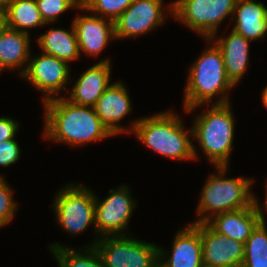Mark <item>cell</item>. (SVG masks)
<instances>
[{
    "instance_id": "obj_1",
    "label": "cell",
    "mask_w": 267,
    "mask_h": 267,
    "mask_svg": "<svg viewBox=\"0 0 267 267\" xmlns=\"http://www.w3.org/2000/svg\"><path fill=\"white\" fill-rule=\"evenodd\" d=\"M43 104V136L47 139L78 146L113 136L96 114L94 107L73 104L67 97H55Z\"/></svg>"
},
{
    "instance_id": "obj_2",
    "label": "cell",
    "mask_w": 267,
    "mask_h": 267,
    "mask_svg": "<svg viewBox=\"0 0 267 267\" xmlns=\"http://www.w3.org/2000/svg\"><path fill=\"white\" fill-rule=\"evenodd\" d=\"M131 127L137 138L158 154L177 160L198 158L188 136L193 135L192 127L185 132L181 119L170 111L133 121Z\"/></svg>"
},
{
    "instance_id": "obj_3",
    "label": "cell",
    "mask_w": 267,
    "mask_h": 267,
    "mask_svg": "<svg viewBox=\"0 0 267 267\" xmlns=\"http://www.w3.org/2000/svg\"><path fill=\"white\" fill-rule=\"evenodd\" d=\"M186 82L183 99L188 113L204 103L210 106L209 101L217 94L221 97L214 104H228L230 100L225 92L235 86L227 76L221 50L215 43L194 62Z\"/></svg>"
},
{
    "instance_id": "obj_4",
    "label": "cell",
    "mask_w": 267,
    "mask_h": 267,
    "mask_svg": "<svg viewBox=\"0 0 267 267\" xmlns=\"http://www.w3.org/2000/svg\"><path fill=\"white\" fill-rule=\"evenodd\" d=\"M230 104H213L204 114L196 117L193 137L196 138L209 162L227 167L231 154L234 118Z\"/></svg>"
},
{
    "instance_id": "obj_5",
    "label": "cell",
    "mask_w": 267,
    "mask_h": 267,
    "mask_svg": "<svg viewBox=\"0 0 267 267\" xmlns=\"http://www.w3.org/2000/svg\"><path fill=\"white\" fill-rule=\"evenodd\" d=\"M226 169L227 167H217L218 174H211L207 179L196 211L202 217L200 216L194 223L207 222L213 214L236 211L252 205L253 194L250 186L253 180L243 177L223 178Z\"/></svg>"
},
{
    "instance_id": "obj_6",
    "label": "cell",
    "mask_w": 267,
    "mask_h": 267,
    "mask_svg": "<svg viewBox=\"0 0 267 267\" xmlns=\"http://www.w3.org/2000/svg\"><path fill=\"white\" fill-rule=\"evenodd\" d=\"M236 2L237 0H176L168 7L173 18L213 41L222 20L233 15Z\"/></svg>"
},
{
    "instance_id": "obj_7",
    "label": "cell",
    "mask_w": 267,
    "mask_h": 267,
    "mask_svg": "<svg viewBox=\"0 0 267 267\" xmlns=\"http://www.w3.org/2000/svg\"><path fill=\"white\" fill-rule=\"evenodd\" d=\"M93 242L105 267H153L159 247L127 236H104Z\"/></svg>"
},
{
    "instance_id": "obj_8",
    "label": "cell",
    "mask_w": 267,
    "mask_h": 267,
    "mask_svg": "<svg viewBox=\"0 0 267 267\" xmlns=\"http://www.w3.org/2000/svg\"><path fill=\"white\" fill-rule=\"evenodd\" d=\"M53 209L59 224L72 235L85 231L91 224L95 227V195L83 185L69 184L61 189Z\"/></svg>"
},
{
    "instance_id": "obj_9",
    "label": "cell",
    "mask_w": 267,
    "mask_h": 267,
    "mask_svg": "<svg viewBox=\"0 0 267 267\" xmlns=\"http://www.w3.org/2000/svg\"><path fill=\"white\" fill-rule=\"evenodd\" d=\"M127 186H120L116 191L110 189V195L102 200L95 196V233L104 236H125L122 230L127 227L133 208Z\"/></svg>"
},
{
    "instance_id": "obj_10",
    "label": "cell",
    "mask_w": 267,
    "mask_h": 267,
    "mask_svg": "<svg viewBox=\"0 0 267 267\" xmlns=\"http://www.w3.org/2000/svg\"><path fill=\"white\" fill-rule=\"evenodd\" d=\"M24 68L20 76L27 78L34 87L46 94L44 102L54 99V95H58L60 89L65 88L69 82L68 63L49 54L42 53L39 57L33 58Z\"/></svg>"
},
{
    "instance_id": "obj_11",
    "label": "cell",
    "mask_w": 267,
    "mask_h": 267,
    "mask_svg": "<svg viewBox=\"0 0 267 267\" xmlns=\"http://www.w3.org/2000/svg\"><path fill=\"white\" fill-rule=\"evenodd\" d=\"M163 0H134L114 22L115 39L138 36L164 22Z\"/></svg>"
},
{
    "instance_id": "obj_12",
    "label": "cell",
    "mask_w": 267,
    "mask_h": 267,
    "mask_svg": "<svg viewBox=\"0 0 267 267\" xmlns=\"http://www.w3.org/2000/svg\"><path fill=\"white\" fill-rule=\"evenodd\" d=\"M200 231L204 267H228L241 264L244 244L215 231L207 222L193 223Z\"/></svg>"
},
{
    "instance_id": "obj_13",
    "label": "cell",
    "mask_w": 267,
    "mask_h": 267,
    "mask_svg": "<svg viewBox=\"0 0 267 267\" xmlns=\"http://www.w3.org/2000/svg\"><path fill=\"white\" fill-rule=\"evenodd\" d=\"M171 252L164 259L168 255L159 248V263L163 267H204L201 235L193 223L176 234Z\"/></svg>"
},
{
    "instance_id": "obj_14",
    "label": "cell",
    "mask_w": 267,
    "mask_h": 267,
    "mask_svg": "<svg viewBox=\"0 0 267 267\" xmlns=\"http://www.w3.org/2000/svg\"><path fill=\"white\" fill-rule=\"evenodd\" d=\"M108 21V22H107ZM80 52L97 56L106 47L108 40L115 39L114 21L102 16H78L73 20Z\"/></svg>"
},
{
    "instance_id": "obj_15",
    "label": "cell",
    "mask_w": 267,
    "mask_h": 267,
    "mask_svg": "<svg viewBox=\"0 0 267 267\" xmlns=\"http://www.w3.org/2000/svg\"><path fill=\"white\" fill-rule=\"evenodd\" d=\"M110 67V61L105 59L86 70L71 88V95L67 100L79 106L94 107L97 100L111 85L109 84Z\"/></svg>"
},
{
    "instance_id": "obj_16",
    "label": "cell",
    "mask_w": 267,
    "mask_h": 267,
    "mask_svg": "<svg viewBox=\"0 0 267 267\" xmlns=\"http://www.w3.org/2000/svg\"><path fill=\"white\" fill-rule=\"evenodd\" d=\"M94 109L113 135L132 132L131 129H125L118 124L131 111V100L126 87L121 82L111 84L97 100Z\"/></svg>"
},
{
    "instance_id": "obj_17",
    "label": "cell",
    "mask_w": 267,
    "mask_h": 267,
    "mask_svg": "<svg viewBox=\"0 0 267 267\" xmlns=\"http://www.w3.org/2000/svg\"><path fill=\"white\" fill-rule=\"evenodd\" d=\"M207 223L218 233L244 244L259 224V218L251 205L248 208L213 215Z\"/></svg>"
},
{
    "instance_id": "obj_18",
    "label": "cell",
    "mask_w": 267,
    "mask_h": 267,
    "mask_svg": "<svg viewBox=\"0 0 267 267\" xmlns=\"http://www.w3.org/2000/svg\"><path fill=\"white\" fill-rule=\"evenodd\" d=\"M232 16L235 26L233 31L244 38L256 40L267 33V7L254 0H237ZM235 18V19H234ZM237 18V19H236Z\"/></svg>"
},
{
    "instance_id": "obj_19",
    "label": "cell",
    "mask_w": 267,
    "mask_h": 267,
    "mask_svg": "<svg viewBox=\"0 0 267 267\" xmlns=\"http://www.w3.org/2000/svg\"><path fill=\"white\" fill-rule=\"evenodd\" d=\"M217 40L215 44L221 50L227 76L234 85H237L248 67L251 41L233 30L229 36Z\"/></svg>"
},
{
    "instance_id": "obj_20",
    "label": "cell",
    "mask_w": 267,
    "mask_h": 267,
    "mask_svg": "<svg viewBox=\"0 0 267 267\" xmlns=\"http://www.w3.org/2000/svg\"><path fill=\"white\" fill-rule=\"evenodd\" d=\"M28 35L7 26L0 31V65L2 69L12 70L28 63L30 57Z\"/></svg>"
},
{
    "instance_id": "obj_21",
    "label": "cell",
    "mask_w": 267,
    "mask_h": 267,
    "mask_svg": "<svg viewBox=\"0 0 267 267\" xmlns=\"http://www.w3.org/2000/svg\"><path fill=\"white\" fill-rule=\"evenodd\" d=\"M37 40L43 53L55 56L67 63L80 57L81 52L73 24L71 31L51 28Z\"/></svg>"
},
{
    "instance_id": "obj_22",
    "label": "cell",
    "mask_w": 267,
    "mask_h": 267,
    "mask_svg": "<svg viewBox=\"0 0 267 267\" xmlns=\"http://www.w3.org/2000/svg\"><path fill=\"white\" fill-rule=\"evenodd\" d=\"M252 205L258 215L259 224L244 243L243 264L246 267H267V228L262 208L254 195Z\"/></svg>"
},
{
    "instance_id": "obj_23",
    "label": "cell",
    "mask_w": 267,
    "mask_h": 267,
    "mask_svg": "<svg viewBox=\"0 0 267 267\" xmlns=\"http://www.w3.org/2000/svg\"><path fill=\"white\" fill-rule=\"evenodd\" d=\"M8 28L28 33L27 29L46 24L38 10L36 0H12L5 12Z\"/></svg>"
},
{
    "instance_id": "obj_24",
    "label": "cell",
    "mask_w": 267,
    "mask_h": 267,
    "mask_svg": "<svg viewBox=\"0 0 267 267\" xmlns=\"http://www.w3.org/2000/svg\"><path fill=\"white\" fill-rule=\"evenodd\" d=\"M87 252H76L73 248H68L55 243L50 245V250L56 258L60 267H105L95 246H86ZM87 254V255H86Z\"/></svg>"
},
{
    "instance_id": "obj_25",
    "label": "cell",
    "mask_w": 267,
    "mask_h": 267,
    "mask_svg": "<svg viewBox=\"0 0 267 267\" xmlns=\"http://www.w3.org/2000/svg\"><path fill=\"white\" fill-rule=\"evenodd\" d=\"M134 0H81L79 9L92 11L100 16L106 15L112 21L116 19L133 3Z\"/></svg>"
},
{
    "instance_id": "obj_26",
    "label": "cell",
    "mask_w": 267,
    "mask_h": 267,
    "mask_svg": "<svg viewBox=\"0 0 267 267\" xmlns=\"http://www.w3.org/2000/svg\"><path fill=\"white\" fill-rule=\"evenodd\" d=\"M38 10L45 23L54 22L58 16L69 8H79L81 0H36Z\"/></svg>"
},
{
    "instance_id": "obj_27",
    "label": "cell",
    "mask_w": 267,
    "mask_h": 267,
    "mask_svg": "<svg viewBox=\"0 0 267 267\" xmlns=\"http://www.w3.org/2000/svg\"><path fill=\"white\" fill-rule=\"evenodd\" d=\"M3 177L0 179V227L7 225L18 209L12 198V190L8 187Z\"/></svg>"
},
{
    "instance_id": "obj_28",
    "label": "cell",
    "mask_w": 267,
    "mask_h": 267,
    "mask_svg": "<svg viewBox=\"0 0 267 267\" xmlns=\"http://www.w3.org/2000/svg\"><path fill=\"white\" fill-rule=\"evenodd\" d=\"M20 148L15 139L0 142V165L9 166L18 161Z\"/></svg>"
},
{
    "instance_id": "obj_29",
    "label": "cell",
    "mask_w": 267,
    "mask_h": 267,
    "mask_svg": "<svg viewBox=\"0 0 267 267\" xmlns=\"http://www.w3.org/2000/svg\"><path fill=\"white\" fill-rule=\"evenodd\" d=\"M18 122L8 117H0V142L14 139Z\"/></svg>"
},
{
    "instance_id": "obj_30",
    "label": "cell",
    "mask_w": 267,
    "mask_h": 267,
    "mask_svg": "<svg viewBox=\"0 0 267 267\" xmlns=\"http://www.w3.org/2000/svg\"><path fill=\"white\" fill-rule=\"evenodd\" d=\"M6 27L5 12L0 9V31Z\"/></svg>"
},
{
    "instance_id": "obj_31",
    "label": "cell",
    "mask_w": 267,
    "mask_h": 267,
    "mask_svg": "<svg viewBox=\"0 0 267 267\" xmlns=\"http://www.w3.org/2000/svg\"><path fill=\"white\" fill-rule=\"evenodd\" d=\"M11 2L12 0H0V9L6 12Z\"/></svg>"
},
{
    "instance_id": "obj_32",
    "label": "cell",
    "mask_w": 267,
    "mask_h": 267,
    "mask_svg": "<svg viewBox=\"0 0 267 267\" xmlns=\"http://www.w3.org/2000/svg\"><path fill=\"white\" fill-rule=\"evenodd\" d=\"M262 101H263L264 106L267 108V86L263 90Z\"/></svg>"
},
{
    "instance_id": "obj_33",
    "label": "cell",
    "mask_w": 267,
    "mask_h": 267,
    "mask_svg": "<svg viewBox=\"0 0 267 267\" xmlns=\"http://www.w3.org/2000/svg\"><path fill=\"white\" fill-rule=\"evenodd\" d=\"M266 184H267V182H266ZM264 205H265L264 209L267 211V185H266V195H265Z\"/></svg>"
},
{
    "instance_id": "obj_34",
    "label": "cell",
    "mask_w": 267,
    "mask_h": 267,
    "mask_svg": "<svg viewBox=\"0 0 267 267\" xmlns=\"http://www.w3.org/2000/svg\"><path fill=\"white\" fill-rule=\"evenodd\" d=\"M228 267H246V266L243 263H241V264L231 265Z\"/></svg>"
},
{
    "instance_id": "obj_35",
    "label": "cell",
    "mask_w": 267,
    "mask_h": 267,
    "mask_svg": "<svg viewBox=\"0 0 267 267\" xmlns=\"http://www.w3.org/2000/svg\"><path fill=\"white\" fill-rule=\"evenodd\" d=\"M153 267H163L159 262L156 264V265H154Z\"/></svg>"
}]
</instances>
